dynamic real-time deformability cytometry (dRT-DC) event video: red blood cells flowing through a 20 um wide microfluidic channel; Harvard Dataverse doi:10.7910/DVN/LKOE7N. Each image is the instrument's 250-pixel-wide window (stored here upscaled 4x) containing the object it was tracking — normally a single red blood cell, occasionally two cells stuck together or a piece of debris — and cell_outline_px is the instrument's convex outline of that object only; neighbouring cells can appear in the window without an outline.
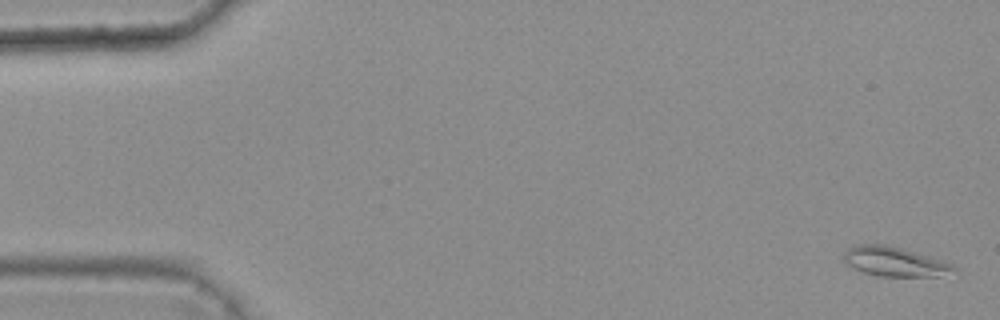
{"species": "common noctule bat (a hibernating species)", "species_latin": "Nyctalus noctula", "temperature_condition": "warm", "stored_images_in_passage": 6, "camera_frame_rate_fps": 3000, "um_per_image_px": 0.085, "animal": {"sex": "female", "body_mass_g": 25.1}, "frame": {"image": 1, "passage_image": 1, "time_ms": 0.0, "image_size_px": [1000, 320], "cell_outline_px": [[960, 268], [940, 276], [876, 276], [852, 268], [844, 264], [844, 252], [848, 248], [856, 244], [888, 244], [928, 256], [952, 264]], "centroid_in_image_um": [75.98, 22.23], "position_along_channel_um": 9.0, "area_um2": 18.9}}